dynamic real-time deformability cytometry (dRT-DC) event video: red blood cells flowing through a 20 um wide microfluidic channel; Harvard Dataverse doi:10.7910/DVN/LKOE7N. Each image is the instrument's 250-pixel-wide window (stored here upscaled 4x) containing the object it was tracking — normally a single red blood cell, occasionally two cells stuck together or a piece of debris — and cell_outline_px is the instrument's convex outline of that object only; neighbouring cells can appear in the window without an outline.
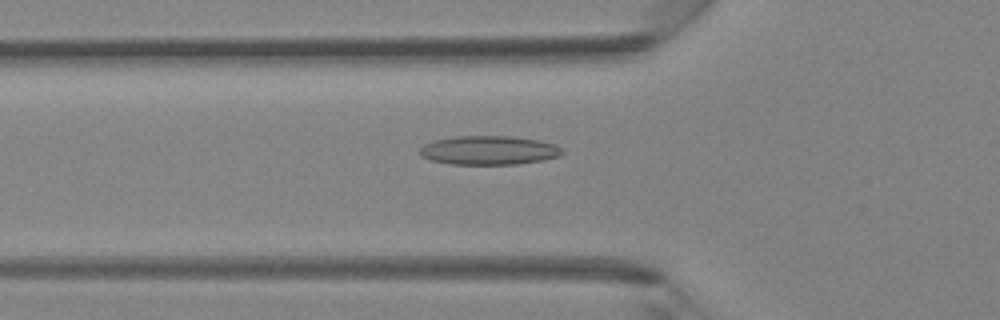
{"species": "Egyptian fruit bat (a non-hibernating species)", "species_latin": "Rousettus aegyptiacus", "temperature_condition": "room temperature", "stored_images_in_passage": 38, "camera_frame_rate_fps": 3000, "um_per_image_px": 0.085, "animal": {"sex": "female"}, "frame": {"image": 1, "passage_image": 11, "time_ms": 3.333, "image_size_px": [1000, 320], "cell_outline_px": [[564, 152], [560, 156], [544, 160], [516, 164], [452, 164], [432, 160], [420, 156], [420, 148], [424, 144], [432, 140], [456, 136], [512, 136], [540, 140], [556, 144], [564, 148]], "centroid_in_image_um": [41.6, 12.76], "position_along_channel_um": 84.2, "area_um2": 24.28}}
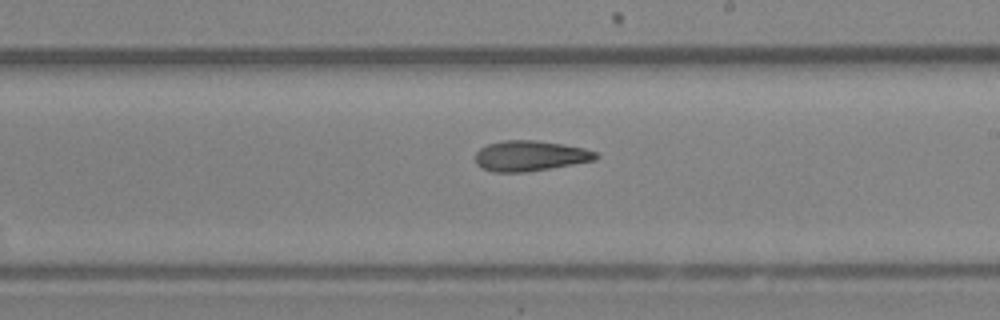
{"frame": {"image": 2, "passage_image": 21, "time_ms": 6.667, "image_size_px": [1000, 320], "cell_outline_px": [[600, 156], [596, 160], [524, 172], [492, 172], [476, 164], [476, 152], [480, 148], [488, 144], [504, 140], [536, 140], [564, 144], [584, 148], [596, 152]], "centroid_in_image_um": [45.07, 13.24], "position_along_channel_um": 243.9, "area_um2": 21.27}}
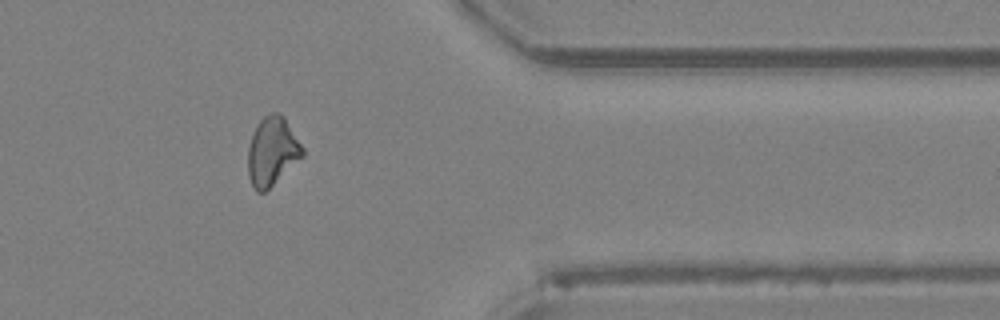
{"frame": {"image": 3, "passage_image": 31, "time_ms": 10.0, "image_size_px": [1000, 320], "cell_outline_px": [[304, 156], [264, 192], [256, 192], [248, 176], [248, 148], [252, 132], [256, 124], [264, 116], [272, 112], [280, 112], [284, 116], [304, 148]], "centroid_in_image_um": [23.13, 12.83], "position_along_channel_um": 388.3, "area_um2": 21.91}}